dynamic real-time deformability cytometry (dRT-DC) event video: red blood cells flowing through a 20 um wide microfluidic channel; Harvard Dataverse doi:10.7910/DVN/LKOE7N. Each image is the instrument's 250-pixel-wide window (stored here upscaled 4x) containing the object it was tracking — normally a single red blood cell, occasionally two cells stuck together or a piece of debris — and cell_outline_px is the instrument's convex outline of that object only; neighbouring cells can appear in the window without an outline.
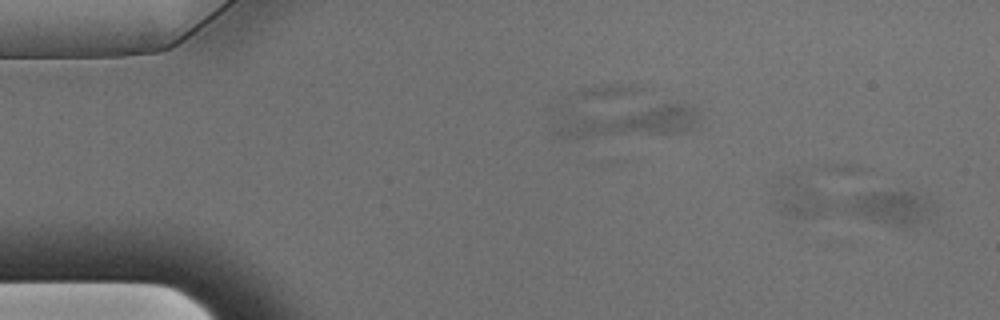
{"species": "Egyptian fruit bat (a non-hibernating species)", "species_latin": "Rousettus aegyptiacus", "temperature_condition": "warm", "stored_images_in_passage": 4, "segment_of_instrument_passage": [1, 3], "camera_frame_rate_fps": 3000, "um_per_image_px": 0.085, "animal": {"sex": "male"}, "frame": {"image": 1, "passage_image": 1, "time_ms": 0.0, "image_size_px": [1000, 320], "cell_outline_px": [[932, 212], [924, 224], [884, 224], [852, 212], [844, 208], [844, 204], [856, 196], [872, 192], [908, 192], [932, 200]], "centroid_in_image_um": [75.8, 17.64], "position_along_channel_um": 9.2, "area_um2": 16.18}}